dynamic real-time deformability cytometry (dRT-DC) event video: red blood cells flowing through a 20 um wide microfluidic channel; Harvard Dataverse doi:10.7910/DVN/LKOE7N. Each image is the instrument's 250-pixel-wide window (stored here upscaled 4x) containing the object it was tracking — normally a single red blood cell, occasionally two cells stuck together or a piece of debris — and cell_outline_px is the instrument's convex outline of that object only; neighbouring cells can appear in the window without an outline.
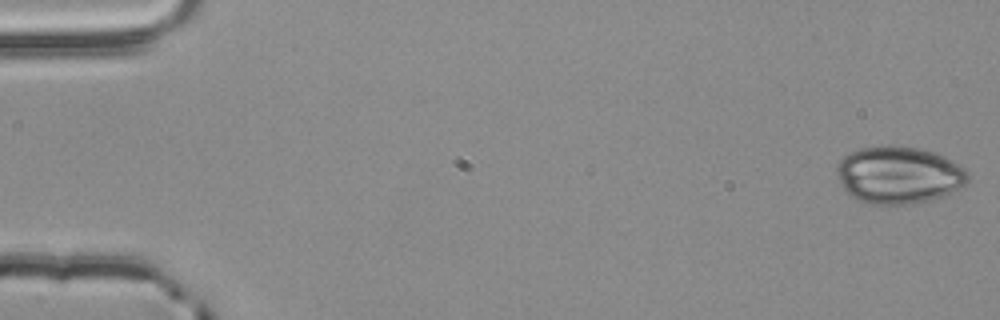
{"species": "common noctule bat (a hibernating species)", "species_latin": "Nyctalus noctula", "temperature_condition": "room temperature", "stored_images_in_passage": 54, "camera_frame_rate_fps": 3000, "um_per_image_px": 0.085, "animal": {"sex": "male", "body_mass_g": 20.4}, "frame": {"image": 1, "passage_image": 1, "time_ms": 0.0, "image_size_px": [1000, 320], "cell_outline_px": [[968, 180], [960, 188], [952, 192], [928, 200], [908, 204], [872, 204], [860, 200], [852, 196], [840, 184], [836, 172], [836, 164], [848, 152], [860, 148], [884, 144], [892, 144], [920, 148], [944, 156], [964, 168], [968, 172]], "centroid_in_image_um": [76.36, 14.84], "position_along_channel_um": 8.6, "area_um2": 43.87}}
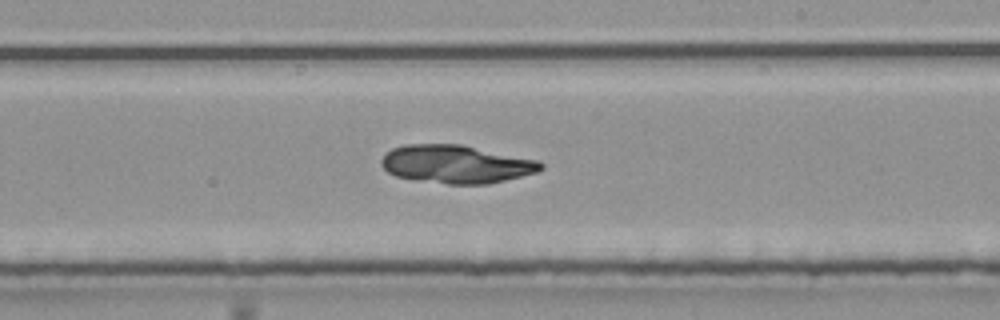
{"frame": {"image": 2, "passage_image": 32, "time_ms": 10.333, "image_size_px": [1000, 320], "cell_outline_px": [[544, 168], [536, 172], [488, 184], [448, 184], [420, 180], [396, 176], [388, 172], [380, 164], [380, 160], [384, 152], [392, 148], [408, 144], [460, 144], [540, 160], [544, 164]], "centroid_in_image_um": [38.77, 13.94], "position_along_channel_um": 250.2, "area_um2": 35.49}}
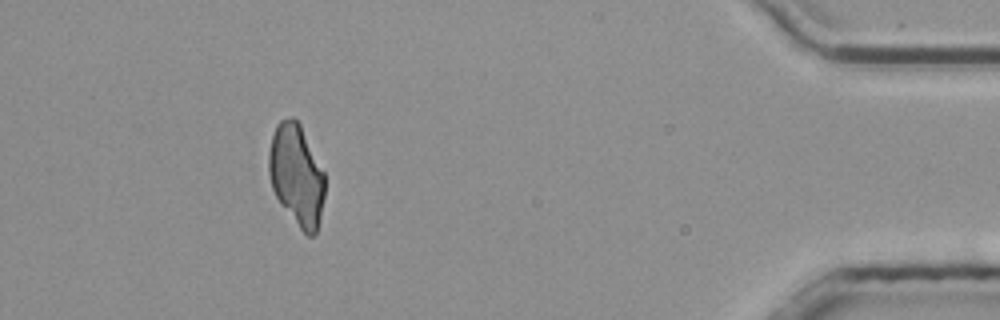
{"frame": {"image": 3, "passage_image": 49, "time_ms": 16.0, "image_size_px": [1000, 320], "cell_outline_px": [[324, 196], [320, 216], [316, 232], [312, 236], [308, 236], [300, 228], [280, 204], [272, 188], [268, 172], [268, 152], [272, 136], [276, 124], [280, 120], [292, 116], [300, 124], [324, 172]], "centroid_in_image_um": [25.18, 14.86], "position_along_channel_um": 410.0, "area_um2": 32.89}}